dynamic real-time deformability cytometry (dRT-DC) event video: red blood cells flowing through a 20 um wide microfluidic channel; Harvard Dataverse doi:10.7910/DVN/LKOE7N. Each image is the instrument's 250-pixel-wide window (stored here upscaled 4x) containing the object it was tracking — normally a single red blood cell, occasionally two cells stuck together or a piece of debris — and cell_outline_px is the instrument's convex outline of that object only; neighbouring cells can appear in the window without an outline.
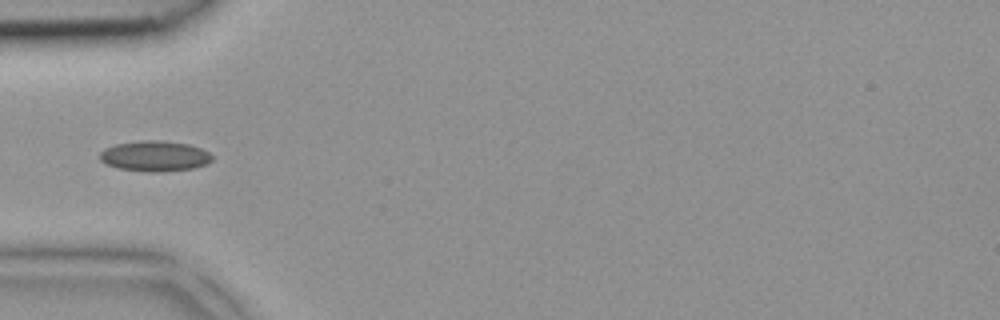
{"species": "common noctule bat (a hibernating species)", "species_latin": "Nyctalus noctula", "temperature_condition": "room temperature", "stored_images_in_passage": 2, "camera_frame_rate_fps": 3000, "um_per_image_px": 0.085, "animal": {"sex": "female", "body_mass_g": 18.4}, "frame": {"image": 1, "passage_image": 2, "time_ms": 0.333, "image_size_px": [1000, 320], "cell_outline_px": [[212, 160], [208, 164], [192, 168], [160, 172], [148, 172], [116, 168], [104, 164], [100, 160], [100, 152], [104, 148], [116, 144], [140, 140], [160, 140], [188, 144], [200, 148], [208, 152], [212, 156]], "centroid_in_image_um": [13.12, 13.27], "position_along_channel_um": 71.9, "area_um2": 20.11}}